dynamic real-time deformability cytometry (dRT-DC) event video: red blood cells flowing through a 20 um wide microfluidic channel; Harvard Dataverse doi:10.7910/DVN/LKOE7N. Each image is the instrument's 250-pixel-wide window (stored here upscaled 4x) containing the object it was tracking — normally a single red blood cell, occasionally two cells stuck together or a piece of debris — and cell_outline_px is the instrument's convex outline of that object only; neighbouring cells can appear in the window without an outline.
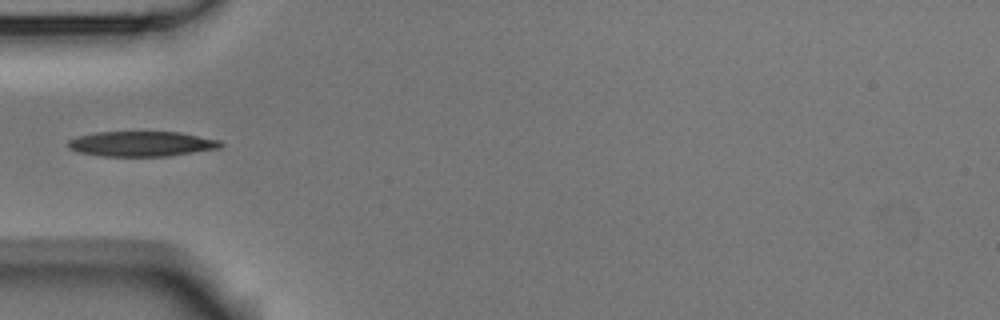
{"species": "Egyptian fruit bat (a non-hibernating species)", "species_latin": "Rousettus aegyptiacus", "temperature_condition": "room temperature", "stored_images_in_passage": 6, "camera_frame_rate_fps": 3000, "um_per_image_px": 0.085, "animal": {"sex": "male"}, "frame": {"image": 1, "passage_image": 5, "time_ms": 1.333, "image_size_px": [1000, 320], "cell_outline_px": [[224, 144], [220, 148], [168, 156], [100, 156], [80, 152], [68, 148], [68, 140], [80, 136], [96, 132], [180, 132], [220, 140]], "centroid_in_image_um": [12.06, 12.23], "position_along_channel_um": 72.9, "area_um2": 22.25}}
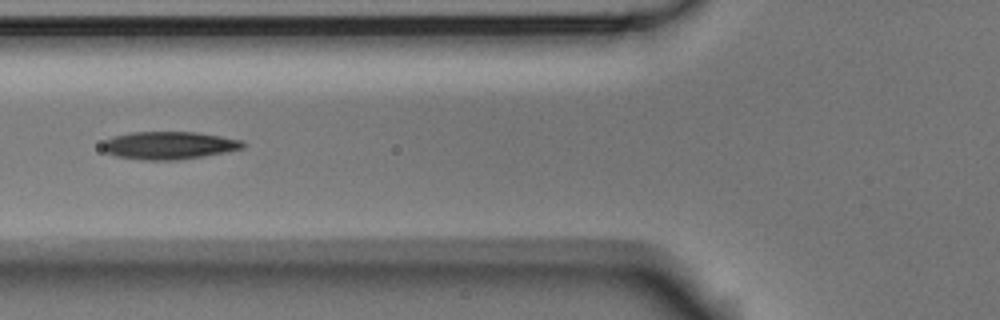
{"frame": {"image": 2, "passage_image": 6, "time_ms": 1.667, "image_size_px": [1000, 320], "cell_outline_px": [[244, 148], [204, 156], [180, 160], [144, 160], [116, 156], [104, 152], [100, 148], [100, 144], [104, 140], [112, 136], [132, 132], [196, 132], [220, 136], [240, 140], [244, 144]], "centroid_in_image_um": [14.28, 12.36], "position_along_channel_um": 111.5, "area_um2": 22.83}}